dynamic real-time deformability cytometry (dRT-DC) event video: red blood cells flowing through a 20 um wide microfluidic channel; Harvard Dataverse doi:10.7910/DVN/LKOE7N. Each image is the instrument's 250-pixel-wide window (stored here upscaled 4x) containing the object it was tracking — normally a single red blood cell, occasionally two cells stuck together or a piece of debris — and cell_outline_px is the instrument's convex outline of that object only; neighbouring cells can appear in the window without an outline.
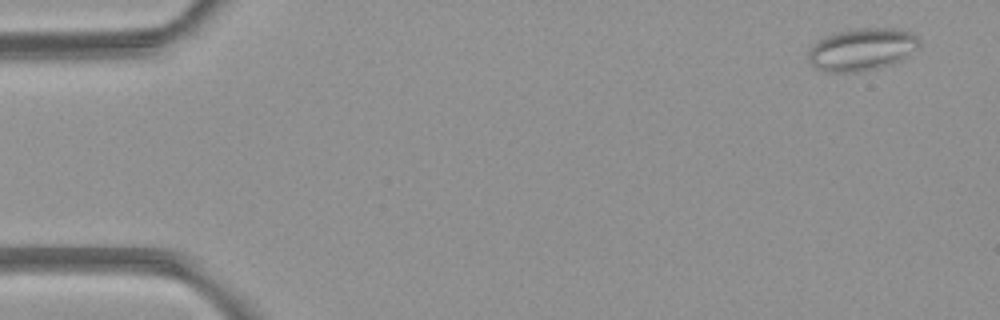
{"species": "common noctule bat (a hibernating species)", "species_latin": "Nyctalus noctula", "temperature_condition": "room temperature", "stored_images_in_passage": 5, "camera_frame_rate_fps": 3000, "um_per_image_px": 0.085, "animal": {"sex": "female", "body_mass_g": 21.9}, "frame": {"image": 1, "passage_image": 1, "time_ms": 0.0, "image_size_px": [1000, 320], "cell_outline_px": [[920, 48], [908, 56], [892, 64], [860, 72], [828, 72], [816, 68], [808, 60], [808, 52], [812, 44], [824, 36], [836, 32], [856, 28], [896, 28], [912, 32], [920, 40]], "centroid_in_image_um": [73.28, 4.19], "position_along_channel_um": 11.7, "area_um2": 27.8}}